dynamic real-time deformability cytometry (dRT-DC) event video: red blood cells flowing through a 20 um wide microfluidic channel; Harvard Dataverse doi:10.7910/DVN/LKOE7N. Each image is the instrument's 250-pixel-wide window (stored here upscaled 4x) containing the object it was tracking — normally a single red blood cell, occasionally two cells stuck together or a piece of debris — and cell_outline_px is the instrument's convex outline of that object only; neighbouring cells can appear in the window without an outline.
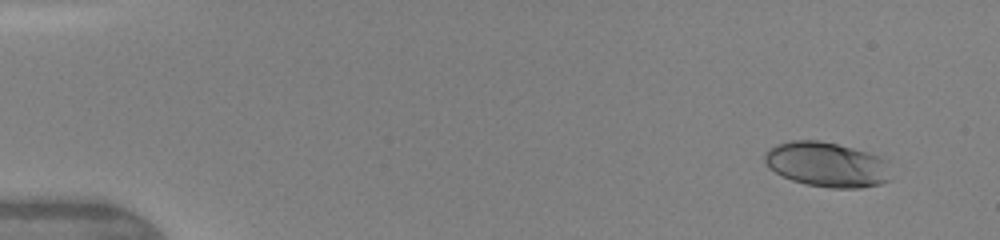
{"species": "human", "species_latin": "Homo sapiens", "temperature_condition": "warm", "stored_images_in_passage": 7, "camera_frame_rate_fps": 3000, "um_per_image_px": 0.085, "donor": {"sex": "female"}, "frame": {"image": 1, "passage_image": 2, "time_ms": 1.0, "image_size_px": [1000, 240], "cell_outline_px": [[892, 180], [880, 184], [860, 188], [832, 188], [804, 184], [792, 180], [768, 168], [764, 160], [764, 152], [768, 148], [776, 144], [792, 140], [820, 140], [868, 152], [880, 156], [888, 160]], "centroid_in_image_um": [70.31, 13.98], "position_along_channel_um": 14.7, "area_um2": 33.47}}